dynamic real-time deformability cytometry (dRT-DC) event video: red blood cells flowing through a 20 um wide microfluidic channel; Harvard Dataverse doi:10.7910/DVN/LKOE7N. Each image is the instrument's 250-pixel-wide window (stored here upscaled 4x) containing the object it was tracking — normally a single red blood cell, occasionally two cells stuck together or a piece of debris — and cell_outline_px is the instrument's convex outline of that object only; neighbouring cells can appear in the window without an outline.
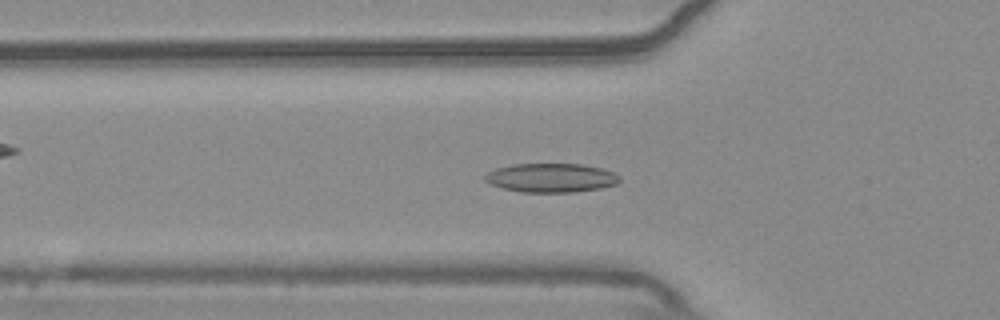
{"species": "common noctule bat (a hibernating species)", "species_latin": "Nyctalus noctula", "temperature_condition": "warm", "stored_images_in_passage": 54, "camera_frame_rate_fps": 3000, "um_per_image_px": 0.085, "animal": {"sex": "male", "body_mass_g": 20.4}, "frame": {"image": 1, "passage_image": 18, "time_ms": 5.667, "image_size_px": [1000, 320], "cell_outline_px": [[620, 180], [616, 184], [600, 188], [572, 192], [524, 192], [504, 188], [488, 184], [484, 180], [484, 176], [488, 172], [496, 168], [512, 164], [580, 164], [604, 168], [620, 176]], "centroid_in_image_um": [46.83, 15.11], "position_along_channel_um": 79.0, "area_um2": 22.72}}
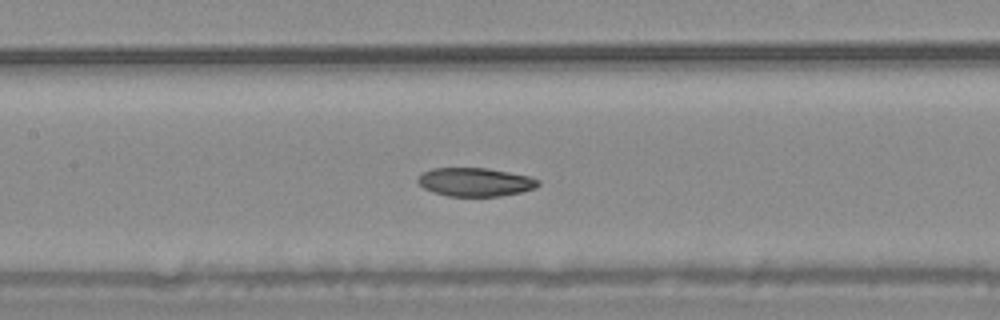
{"frame": {"image": 2, "passage_image": 25, "time_ms": 8.0, "image_size_px": [1000, 320], "cell_outline_px": [[540, 184], [536, 188], [520, 192], [500, 196], [448, 196], [432, 192], [424, 188], [416, 180], [424, 172], [432, 168], [488, 168], [528, 176], [540, 180]], "centroid_in_image_um": [40.4, 15.47], "position_along_channel_um": 167.0, "area_um2": 19.94}}
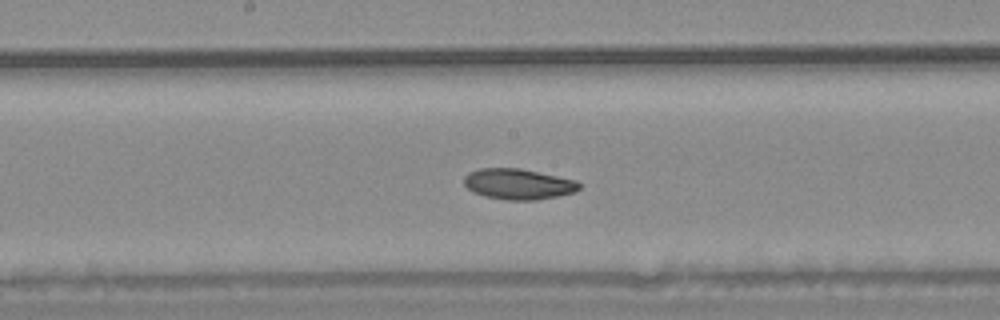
{"frame": {"image": 3, "passage_image": 28, "time_ms": 9.0, "image_size_px": [1000, 320], "cell_outline_px": [[580, 188], [576, 192], [536, 200], [504, 200], [484, 196], [472, 192], [464, 184], [464, 176], [468, 172], [480, 168], [520, 168], [576, 180], [580, 184]], "centroid_in_image_um": [44.03, 15.65], "position_along_channel_um": 204.2, "area_um2": 20.69}, "authors_computed_cell_mechanics": {"area_um2": 21.2415, "velocity_mm_per_s": 3.7319, "shape_relaxation_time_tau1_ms": 5.9854, "shape_relaxation_time_tau2_ms": 7.8794, "deformation_change_tau1": 0.115, "deformation_change_tau2": 0.1229}}